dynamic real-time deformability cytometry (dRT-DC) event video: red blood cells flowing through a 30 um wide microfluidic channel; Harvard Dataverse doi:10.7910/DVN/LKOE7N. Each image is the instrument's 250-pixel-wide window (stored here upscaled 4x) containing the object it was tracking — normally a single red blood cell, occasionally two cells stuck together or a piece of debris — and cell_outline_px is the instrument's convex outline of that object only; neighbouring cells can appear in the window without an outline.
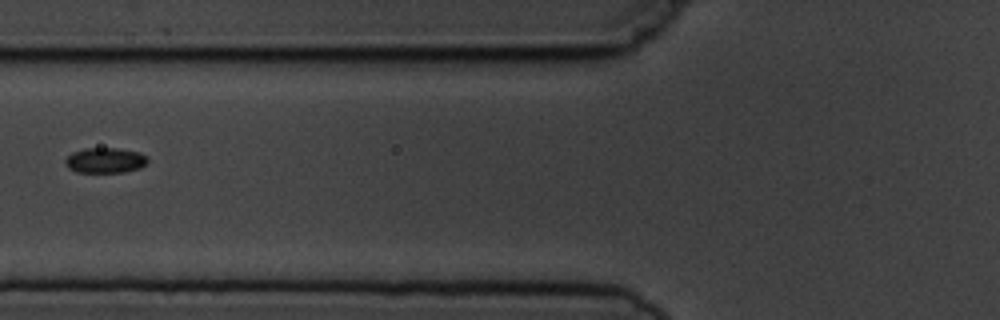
{"species": "common noctule bat (a hibernating species)", "species_latin": "Nyctalus noctula", "temperature_condition": "cold", "stored_images_in_passage": 6, "segment_of_instrument_passage": [2, 2], "camera_frame_rate_fps": 3000, "um_per_image_px": 0.085, "animal": {"sex": "male", "body_mass_g": 19.5, "forearm_length_mm": 54.6}, "frame": {"image": 1, "passage_image": 6, "time_ms": 5.667, "image_size_px": [1000, 320], "cell_outline_px": [[148, 160], [140, 168], [124, 172], [76, 172], [68, 168], [64, 164], [64, 160], [72, 152], [84, 148], [116, 148], [140, 152]], "centroid_in_image_um": [8.89, 13.63], "position_along_channel_um": 116.9, "area_um2": 12.14}}